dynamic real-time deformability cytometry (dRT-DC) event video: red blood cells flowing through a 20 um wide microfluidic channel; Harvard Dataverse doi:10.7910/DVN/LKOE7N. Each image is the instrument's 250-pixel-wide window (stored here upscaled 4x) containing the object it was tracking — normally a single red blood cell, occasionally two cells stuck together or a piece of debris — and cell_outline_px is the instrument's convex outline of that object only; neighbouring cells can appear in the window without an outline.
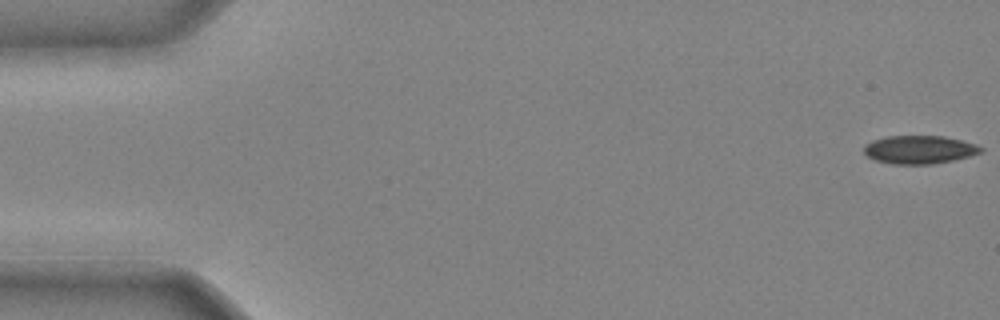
{"species": "common noctule bat (a hibernating species)", "species_latin": "Nyctalus noctula", "temperature_condition": "cold", "stored_images_in_passage": 8, "camera_frame_rate_fps": 3000, "um_per_image_px": 0.085, "animal": {"sex": "male", "body_mass_g": 20.4}, "frame": {"image": 1, "passage_image": 1, "time_ms": 0.0, "image_size_px": [1000, 320], "cell_outline_px": [[984, 152], [952, 160], [932, 164], [892, 164], [876, 160], [868, 156], [864, 152], [864, 144], [872, 140], [888, 136], [944, 136], [976, 144], [984, 148]], "centroid_in_image_um": [78.15, 12.71], "position_along_channel_um": 6.8, "area_um2": 19.19}}